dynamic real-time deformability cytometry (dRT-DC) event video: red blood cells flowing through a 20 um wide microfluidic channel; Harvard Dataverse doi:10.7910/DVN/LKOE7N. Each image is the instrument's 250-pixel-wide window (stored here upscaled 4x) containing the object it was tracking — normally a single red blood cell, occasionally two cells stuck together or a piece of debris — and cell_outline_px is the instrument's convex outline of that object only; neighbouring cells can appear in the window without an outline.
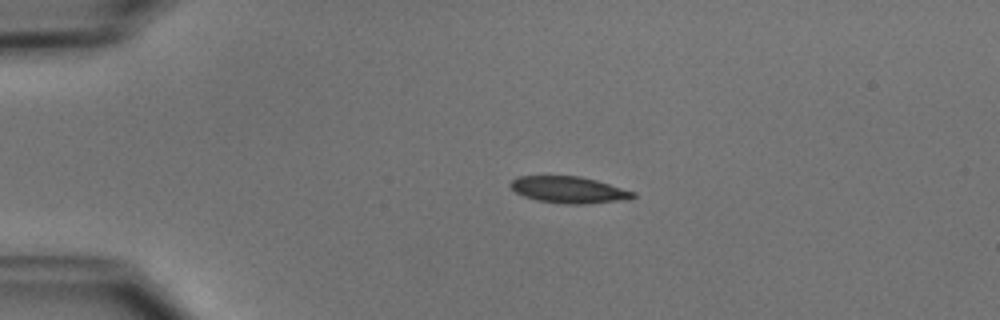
{"species": "common noctule bat (a hibernating species)", "species_latin": "Nyctalus noctula", "temperature_condition": "cold", "stored_images_in_passage": 43, "camera_frame_rate_fps": 3000, "um_per_image_px": 0.085, "animal": {"sex": "male", "body_mass_g": 15.6}, "frame": {"image": 1, "passage_image": 3, "time_ms": 0.667, "image_size_px": [1000, 320], "cell_outline_px": [[636, 196], [628, 200], [580, 204], [568, 204], [536, 200], [524, 196], [516, 192], [508, 184], [516, 176], [580, 176], [596, 180], [636, 192]], "centroid_in_image_um": [48.36, 16.13], "position_along_channel_um": 36.6, "area_um2": 19.02}}
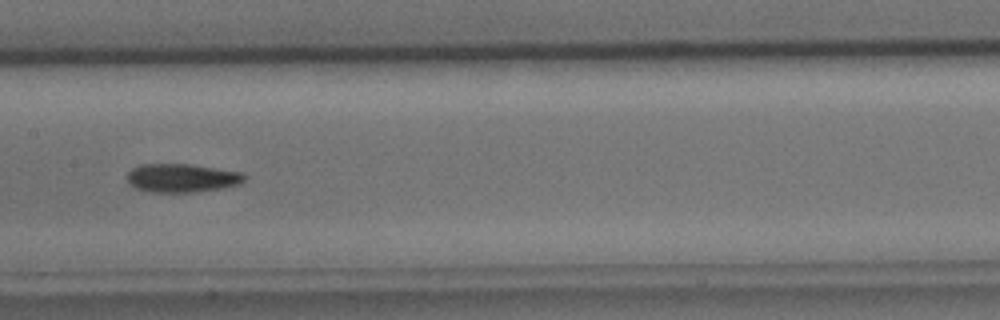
{"frame": {"image": 2, "passage_image": 18, "time_ms": 5.667, "image_size_px": [1000, 320], "cell_outline_px": [[248, 176], [240, 184], [200, 192], [152, 192], [136, 188], [128, 180], [128, 172], [132, 168], [140, 164], [192, 164], [244, 172]], "centroid_in_image_um": [15.52, 15.12], "position_along_channel_um": 191.9, "area_um2": 19.65}}
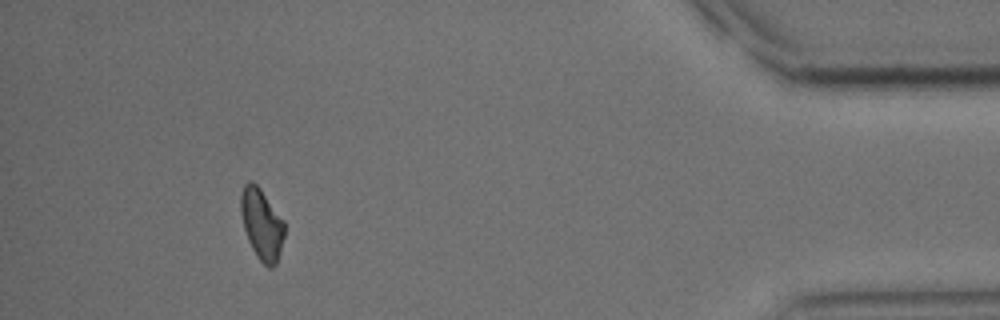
{"frame": {"image": 3, "passage_image": 39, "time_ms": 12.667, "image_size_px": [1000, 320], "cell_outline_px": [[284, 236], [276, 264], [272, 268], [268, 268], [256, 256], [248, 240], [244, 228], [240, 212], [240, 196], [244, 184], [248, 180], [252, 180], [260, 188], [284, 220]], "centroid_in_image_um": [22.23, 19.03], "position_along_channel_um": 413.0, "area_um2": 18.09}, "authors_computed_cell_mechanics": {"area_um2": 18.9584, "velocity_mm_per_s": 3.9298, "shape_relaxation_time_tau1_ms": 2.523, "shape_relaxation_time_tau2_ms": null, "deformation_change_tau1": 0.1096, "deformation_change_tau2": null}}